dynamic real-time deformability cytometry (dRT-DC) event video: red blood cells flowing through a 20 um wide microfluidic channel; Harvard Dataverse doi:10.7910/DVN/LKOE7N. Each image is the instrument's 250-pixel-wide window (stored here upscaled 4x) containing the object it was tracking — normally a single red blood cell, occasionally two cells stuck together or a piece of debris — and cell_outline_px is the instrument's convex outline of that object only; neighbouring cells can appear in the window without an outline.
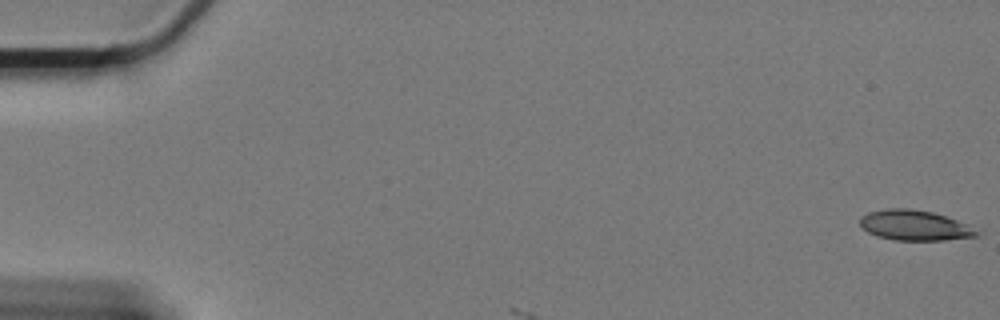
{"species": "Egyptian fruit bat (a non-hibernating species)", "species_latin": "Rousettus aegyptiacus", "temperature_condition": "cold", "stored_images_in_passage": 6, "camera_frame_rate_fps": 3000, "um_per_image_px": 0.085, "animal": {"sex": "female"}, "frame": {"image": 1, "passage_image": 1, "time_ms": 0.0, "image_size_px": [1000, 320], "cell_outline_px": [[984, 232], [980, 236], [944, 240], [896, 240], [876, 236], [868, 232], [860, 224], [860, 216], [868, 212], [888, 208], [908, 208], [932, 212], [956, 220]], "centroid_in_image_um": [77.77, 19.16], "position_along_channel_um": 7.2, "area_um2": 20.63}}